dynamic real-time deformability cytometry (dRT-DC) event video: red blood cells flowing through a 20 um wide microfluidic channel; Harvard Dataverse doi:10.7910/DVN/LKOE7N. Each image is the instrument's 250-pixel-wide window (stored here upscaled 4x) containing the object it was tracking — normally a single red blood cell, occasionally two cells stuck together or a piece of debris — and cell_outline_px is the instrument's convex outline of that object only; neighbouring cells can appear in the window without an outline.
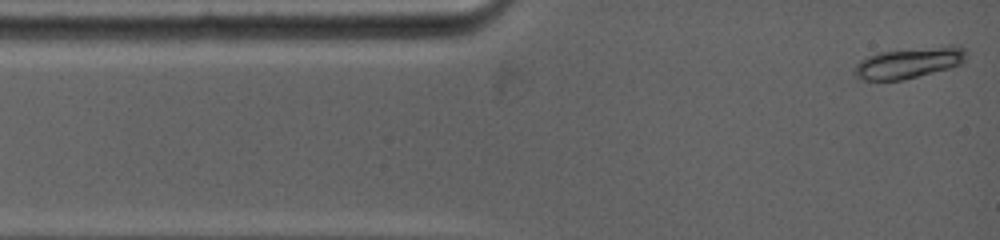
{"species": "common noctule bat (a hibernating species)", "species_latin": "Nyctalus noctula", "temperature_condition": "warm", "stored_images_in_passage": 23, "camera_frame_rate_fps": 5000, "um_per_image_px": 0.085, "animal": {"sex": "female", "body_mass_g": 19.0, "forearm_length_mm": 53.3}, "frame": {"image": 1, "passage_image": 1, "time_ms": 0.0, "image_size_px": [1000, 240], "cell_outline_px": [[968, 52], [964, 64], [904, 80], [860, 80], [856, 76], [852, 68], [860, 60], [876, 52], [948, 44], [960, 44]], "centroid_in_image_um": [77.32, 5.3], "position_along_channel_um": 7.7, "area_um2": 20.92}}
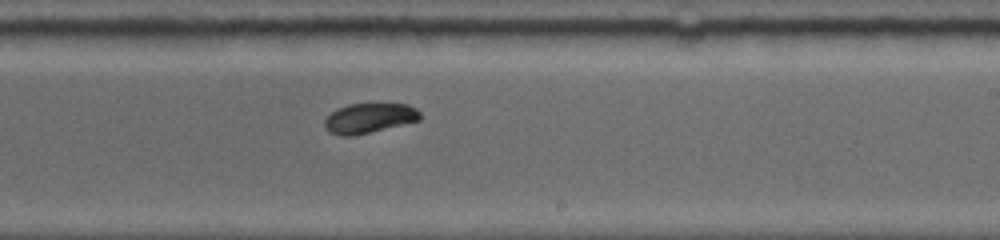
{"frame": {"image": 2, "passage_image": 12, "time_ms": 7.6, "image_size_px": [1000, 240], "cell_outline_px": [[420, 120], [352, 136], [340, 136], [328, 132], [324, 128], [324, 120], [332, 112], [348, 104], [408, 104], [416, 108], [420, 112]], "centroid_in_image_um": [31.36, 10.05], "position_along_channel_um": 257.6, "area_um2": 16.47}}
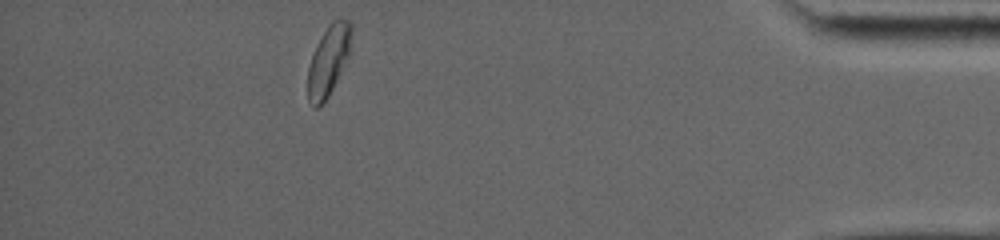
{"frame": {"image": 3, "passage_image": 23, "time_ms": 13.0, "image_size_px": [1000, 240], "cell_outline_px": [[352, 32], [348, 56], [328, 96], [316, 108], [312, 108], [308, 100], [308, 68], [312, 56], [328, 24], [332, 20], [348, 20], [352, 24]], "centroid_in_image_um": [27.92, 5.14], "position_along_channel_um": 407.3, "area_um2": 17.22}, "authors_computed_cell_mechanics": {"area_um2": 17.1088, "velocity_mm_per_s": 3.9003, "shape_relaxation_time_tau1_ms": 2.6293, "shape_relaxation_time_tau2_ms": null, "deformation_change_tau1": 0.0867, "deformation_change_tau2": null}}